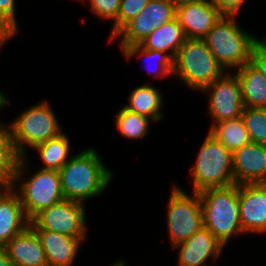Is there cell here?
Returning <instances> with one entry per match:
<instances>
[{
	"label": "cell",
	"mask_w": 266,
	"mask_h": 266,
	"mask_svg": "<svg viewBox=\"0 0 266 266\" xmlns=\"http://www.w3.org/2000/svg\"><path fill=\"white\" fill-rule=\"evenodd\" d=\"M241 117L251 142L266 145V108L244 107Z\"/></svg>",
	"instance_id": "27"
},
{
	"label": "cell",
	"mask_w": 266,
	"mask_h": 266,
	"mask_svg": "<svg viewBox=\"0 0 266 266\" xmlns=\"http://www.w3.org/2000/svg\"><path fill=\"white\" fill-rule=\"evenodd\" d=\"M0 266H15L9 259L8 253L5 248H0Z\"/></svg>",
	"instance_id": "34"
},
{
	"label": "cell",
	"mask_w": 266,
	"mask_h": 266,
	"mask_svg": "<svg viewBox=\"0 0 266 266\" xmlns=\"http://www.w3.org/2000/svg\"><path fill=\"white\" fill-rule=\"evenodd\" d=\"M8 104H10L9 100H7L5 94L0 91V110L4 109Z\"/></svg>",
	"instance_id": "36"
},
{
	"label": "cell",
	"mask_w": 266,
	"mask_h": 266,
	"mask_svg": "<svg viewBox=\"0 0 266 266\" xmlns=\"http://www.w3.org/2000/svg\"><path fill=\"white\" fill-rule=\"evenodd\" d=\"M15 2L16 0H0V14L19 32Z\"/></svg>",
	"instance_id": "31"
},
{
	"label": "cell",
	"mask_w": 266,
	"mask_h": 266,
	"mask_svg": "<svg viewBox=\"0 0 266 266\" xmlns=\"http://www.w3.org/2000/svg\"><path fill=\"white\" fill-rule=\"evenodd\" d=\"M266 38V37H265ZM257 38L253 44L250 63L260 71L266 80V39Z\"/></svg>",
	"instance_id": "30"
},
{
	"label": "cell",
	"mask_w": 266,
	"mask_h": 266,
	"mask_svg": "<svg viewBox=\"0 0 266 266\" xmlns=\"http://www.w3.org/2000/svg\"><path fill=\"white\" fill-rule=\"evenodd\" d=\"M193 178V192L228 187L234 183L232 152L225 148L209 132L189 168Z\"/></svg>",
	"instance_id": "6"
},
{
	"label": "cell",
	"mask_w": 266,
	"mask_h": 266,
	"mask_svg": "<svg viewBox=\"0 0 266 266\" xmlns=\"http://www.w3.org/2000/svg\"><path fill=\"white\" fill-rule=\"evenodd\" d=\"M128 98L129 104L123 107L126 110L146 116L153 122L162 120L163 96L153 85L147 83L135 87Z\"/></svg>",
	"instance_id": "21"
},
{
	"label": "cell",
	"mask_w": 266,
	"mask_h": 266,
	"mask_svg": "<svg viewBox=\"0 0 266 266\" xmlns=\"http://www.w3.org/2000/svg\"><path fill=\"white\" fill-rule=\"evenodd\" d=\"M122 53L127 60L132 59L136 54L139 57H145L149 59L151 58V60H153V63L156 65H154L155 69L153 68L150 70L149 68L148 72L152 73L155 78L160 79L166 75H173V60L166 53L154 50H147L141 47L139 44L127 46L122 51Z\"/></svg>",
	"instance_id": "26"
},
{
	"label": "cell",
	"mask_w": 266,
	"mask_h": 266,
	"mask_svg": "<svg viewBox=\"0 0 266 266\" xmlns=\"http://www.w3.org/2000/svg\"><path fill=\"white\" fill-rule=\"evenodd\" d=\"M173 248H179L178 266H208L206 261L210 258L214 261L219 259L225 246L208 229L202 227L188 240Z\"/></svg>",
	"instance_id": "14"
},
{
	"label": "cell",
	"mask_w": 266,
	"mask_h": 266,
	"mask_svg": "<svg viewBox=\"0 0 266 266\" xmlns=\"http://www.w3.org/2000/svg\"><path fill=\"white\" fill-rule=\"evenodd\" d=\"M28 161L27 156L21 157L12 188L16 190L25 214L31 220L40 211L63 201L64 197L58 170L39 169L31 177L22 178L28 169Z\"/></svg>",
	"instance_id": "4"
},
{
	"label": "cell",
	"mask_w": 266,
	"mask_h": 266,
	"mask_svg": "<svg viewBox=\"0 0 266 266\" xmlns=\"http://www.w3.org/2000/svg\"><path fill=\"white\" fill-rule=\"evenodd\" d=\"M176 17L172 0H150L146 7L131 19L114 37L119 38L123 51L127 46L139 44L150 33Z\"/></svg>",
	"instance_id": "10"
},
{
	"label": "cell",
	"mask_w": 266,
	"mask_h": 266,
	"mask_svg": "<svg viewBox=\"0 0 266 266\" xmlns=\"http://www.w3.org/2000/svg\"><path fill=\"white\" fill-rule=\"evenodd\" d=\"M203 213V227L224 246L231 236L242 234L239 215L238 184L210 188L199 192Z\"/></svg>",
	"instance_id": "3"
},
{
	"label": "cell",
	"mask_w": 266,
	"mask_h": 266,
	"mask_svg": "<svg viewBox=\"0 0 266 266\" xmlns=\"http://www.w3.org/2000/svg\"><path fill=\"white\" fill-rule=\"evenodd\" d=\"M116 127L122 136L130 139H142L149 132V123L152 119L121 108L116 112Z\"/></svg>",
	"instance_id": "25"
},
{
	"label": "cell",
	"mask_w": 266,
	"mask_h": 266,
	"mask_svg": "<svg viewBox=\"0 0 266 266\" xmlns=\"http://www.w3.org/2000/svg\"><path fill=\"white\" fill-rule=\"evenodd\" d=\"M7 124L21 157L27 156V146L34 148L63 132L57 116L47 101H40L25 109L17 118Z\"/></svg>",
	"instance_id": "7"
},
{
	"label": "cell",
	"mask_w": 266,
	"mask_h": 266,
	"mask_svg": "<svg viewBox=\"0 0 266 266\" xmlns=\"http://www.w3.org/2000/svg\"><path fill=\"white\" fill-rule=\"evenodd\" d=\"M86 1V0H85ZM91 5V11L100 19L112 20L118 18L120 0H87Z\"/></svg>",
	"instance_id": "29"
},
{
	"label": "cell",
	"mask_w": 266,
	"mask_h": 266,
	"mask_svg": "<svg viewBox=\"0 0 266 266\" xmlns=\"http://www.w3.org/2000/svg\"><path fill=\"white\" fill-rule=\"evenodd\" d=\"M173 185L167 207V230L172 247L188 240L203 227V213L199 193L192 196Z\"/></svg>",
	"instance_id": "8"
},
{
	"label": "cell",
	"mask_w": 266,
	"mask_h": 266,
	"mask_svg": "<svg viewBox=\"0 0 266 266\" xmlns=\"http://www.w3.org/2000/svg\"><path fill=\"white\" fill-rule=\"evenodd\" d=\"M241 86L244 107L266 108V80L250 62L234 72Z\"/></svg>",
	"instance_id": "20"
},
{
	"label": "cell",
	"mask_w": 266,
	"mask_h": 266,
	"mask_svg": "<svg viewBox=\"0 0 266 266\" xmlns=\"http://www.w3.org/2000/svg\"><path fill=\"white\" fill-rule=\"evenodd\" d=\"M234 183H266V145L250 142L232 152Z\"/></svg>",
	"instance_id": "13"
},
{
	"label": "cell",
	"mask_w": 266,
	"mask_h": 266,
	"mask_svg": "<svg viewBox=\"0 0 266 266\" xmlns=\"http://www.w3.org/2000/svg\"><path fill=\"white\" fill-rule=\"evenodd\" d=\"M21 156L17 152L9 127L0 135V185L12 186Z\"/></svg>",
	"instance_id": "24"
},
{
	"label": "cell",
	"mask_w": 266,
	"mask_h": 266,
	"mask_svg": "<svg viewBox=\"0 0 266 266\" xmlns=\"http://www.w3.org/2000/svg\"><path fill=\"white\" fill-rule=\"evenodd\" d=\"M110 266H126L125 261L124 260H117L114 264L110 265Z\"/></svg>",
	"instance_id": "38"
},
{
	"label": "cell",
	"mask_w": 266,
	"mask_h": 266,
	"mask_svg": "<svg viewBox=\"0 0 266 266\" xmlns=\"http://www.w3.org/2000/svg\"><path fill=\"white\" fill-rule=\"evenodd\" d=\"M4 248L15 266H48L40 238L30 225Z\"/></svg>",
	"instance_id": "18"
},
{
	"label": "cell",
	"mask_w": 266,
	"mask_h": 266,
	"mask_svg": "<svg viewBox=\"0 0 266 266\" xmlns=\"http://www.w3.org/2000/svg\"><path fill=\"white\" fill-rule=\"evenodd\" d=\"M224 73L204 39L186 38L173 61V75L194 91L200 92Z\"/></svg>",
	"instance_id": "5"
},
{
	"label": "cell",
	"mask_w": 266,
	"mask_h": 266,
	"mask_svg": "<svg viewBox=\"0 0 266 266\" xmlns=\"http://www.w3.org/2000/svg\"><path fill=\"white\" fill-rule=\"evenodd\" d=\"M150 0H120L118 18L113 23L109 41L135 16H137Z\"/></svg>",
	"instance_id": "28"
},
{
	"label": "cell",
	"mask_w": 266,
	"mask_h": 266,
	"mask_svg": "<svg viewBox=\"0 0 266 266\" xmlns=\"http://www.w3.org/2000/svg\"><path fill=\"white\" fill-rule=\"evenodd\" d=\"M86 205L72 200L52 205L36 214L30 220L34 230H49L70 237L86 238Z\"/></svg>",
	"instance_id": "9"
},
{
	"label": "cell",
	"mask_w": 266,
	"mask_h": 266,
	"mask_svg": "<svg viewBox=\"0 0 266 266\" xmlns=\"http://www.w3.org/2000/svg\"><path fill=\"white\" fill-rule=\"evenodd\" d=\"M17 34L18 31L0 14V49L6 41Z\"/></svg>",
	"instance_id": "33"
},
{
	"label": "cell",
	"mask_w": 266,
	"mask_h": 266,
	"mask_svg": "<svg viewBox=\"0 0 266 266\" xmlns=\"http://www.w3.org/2000/svg\"><path fill=\"white\" fill-rule=\"evenodd\" d=\"M243 234H266V183L238 185Z\"/></svg>",
	"instance_id": "12"
},
{
	"label": "cell",
	"mask_w": 266,
	"mask_h": 266,
	"mask_svg": "<svg viewBox=\"0 0 266 266\" xmlns=\"http://www.w3.org/2000/svg\"><path fill=\"white\" fill-rule=\"evenodd\" d=\"M176 7L177 6H181V5H185V4H192V3H199L202 2L204 0H172Z\"/></svg>",
	"instance_id": "35"
},
{
	"label": "cell",
	"mask_w": 266,
	"mask_h": 266,
	"mask_svg": "<svg viewBox=\"0 0 266 266\" xmlns=\"http://www.w3.org/2000/svg\"><path fill=\"white\" fill-rule=\"evenodd\" d=\"M235 18L236 15H222L203 38L225 72L250 62L252 47L258 38L242 29Z\"/></svg>",
	"instance_id": "2"
},
{
	"label": "cell",
	"mask_w": 266,
	"mask_h": 266,
	"mask_svg": "<svg viewBox=\"0 0 266 266\" xmlns=\"http://www.w3.org/2000/svg\"><path fill=\"white\" fill-rule=\"evenodd\" d=\"M30 225L20 198L12 186L0 188V248Z\"/></svg>",
	"instance_id": "16"
},
{
	"label": "cell",
	"mask_w": 266,
	"mask_h": 266,
	"mask_svg": "<svg viewBox=\"0 0 266 266\" xmlns=\"http://www.w3.org/2000/svg\"><path fill=\"white\" fill-rule=\"evenodd\" d=\"M8 128V125L5 122L0 121V135Z\"/></svg>",
	"instance_id": "37"
},
{
	"label": "cell",
	"mask_w": 266,
	"mask_h": 266,
	"mask_svg": "<svg viewBox=\"0 0 266 266\" xmlns=\"http://www.w3.org/2000/svg\"><path fill=\"white\" fill-rule=\"evenodd\" d=\"M45 251L48 266H73L81 242L86 238H76L49 230H35Z\"/></svg>",
	"instance_id": "17"
},
{
	"label": "cell",
	"mask_w": 266,
	"mask_h": 266,
	"mask_svg": "<svg viewBox=\"0 0 266 266\" xmlns=\"http://www.w3.org/2000/svg\"><path fill=\"white\" fill-rule=\"evenodd\" d=\"M64 199L85 204L105 193L113 173L102 162L95 148H86L73 156L59 170Z\"/></svg>",
	"instance_id": "1"
},
{
	"label": "cell",
	"mask_w": 266,
	"mask_h": 266,
	"mask_svg": "<svg viewBox=\"0 0 266 266\" xmlns=\"http://www.w3.org/2000/svg\"><path fill=\"white\" fill-rule=\"evenodd\" d=\"M208 132L231 152L251 142L242 117L215 123Z\"/></svg>",
	"instance_id": "22"
},
{
	"label": "cell",
	"mask_w": 266,
	"mask_h": 266,
	"mask_svg": "<svg viewBox=\"0 0 266 266\" xmlns=\"http://www.w3.org/2000/svg\"><path fill=\"white\" fill-rule=\"evenodd\" d=\"M70 140L66 133L62 132L57 137L35 146L43 167L40 169L60 170L61 167L70 159Z\"/></svg>",
	"instance_id": "23"
},
{
	"label": "cell",
	"mask_w": 266,
	"mask_h": 266,
	"mask_svg": "<svg viewBox=\"0 0 266 266\" xmlns=\"http://www.w3.org/2000/svg\"><path fill=\"white\" fill-rule=\"evenodd\" d=\"M225 72L212 84L201 91L208 93V111L213 119L210 128L223 120L236 119L242 116L244 105L241 86L235 73Z\"/></svg>",
	"instance_id": "11"
},
{
	"label": "cell",
	"mask_w": 266,
	"mask_h": 266,
	"mask_svg": "<svg viewBox=\"0 0 266 266\" xmlns=\"http://www.w3.org/2000/svg\"><path fill=\"white\" fill-rule=\"evenodd\" d=\"M223 15H237L245 0H211Z\"/></svg>",
	"instance_id": "32"
},
{
	"label": "cell",
	"mask_w": 266,
	"mask_h": 266,
	"mask_svg": "<svg viewBox=\"0 0 266 266\" xmlns=\"http://www.w3.org/2000/svg\"><path fill=\"white\" fill-rule=\"evenodd\" d=\"M185 40L183 29L175 18L150 33L139 45L147 50L166 53L174 61Z\"/></svg>",
	"instance_id": "19"
},
{
	"label": "cell",
	"mask_w": 266,
	"mask_h": 266,
	"mask_svg": "<svg viewBox=\"0 0 266 266\" xmlns=\"http://www.w3.org/2000/svg\"><path fill=\"white\" fill-rule=\"evenodd\" d=\"M223 14L211 0L176 7V19L186 38L203 39Z\"/></svg>",
	"instance_id": "15"
}]
</instances>
